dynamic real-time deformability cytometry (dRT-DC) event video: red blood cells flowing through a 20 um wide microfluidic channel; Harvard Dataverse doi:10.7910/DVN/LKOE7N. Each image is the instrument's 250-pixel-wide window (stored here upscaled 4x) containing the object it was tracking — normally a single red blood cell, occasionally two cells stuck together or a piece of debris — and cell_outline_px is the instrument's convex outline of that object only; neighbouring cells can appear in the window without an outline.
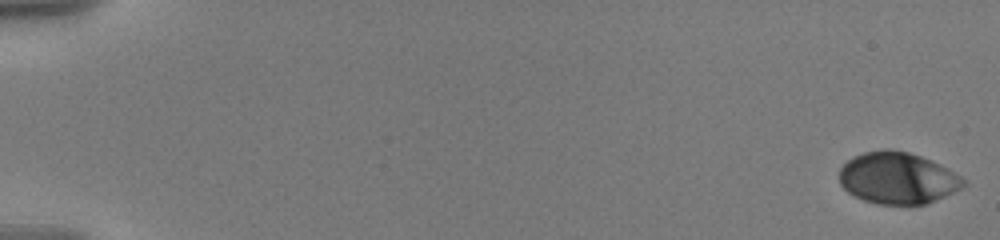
{"species": "human", "species_latin": "Homo sapiens", "temperature_condition": "warm", "stored_images_in_passage": 58, "camera_frame_rate_fps": 3000, "um_per_image_px": 0.085, "donor": {"sex": "male"}, "frame": {"image": 1, "passage_image": 1, "time_ms": 0.0, "image_size_px": [1000, 240], "cell_outline_px": [[968, 184], [936, 200], [924, 204], [876, 204], [852, 196], [840, 184], [840, 168], [852, 156], [864, 152], [884, 148], [888, 148], [908, 152], [920, 156], [968, 180]], "centroid_in_image_um": [76.25, 15.14], "position_along_channel_um": 8.7, "area_um2": 37.17}}
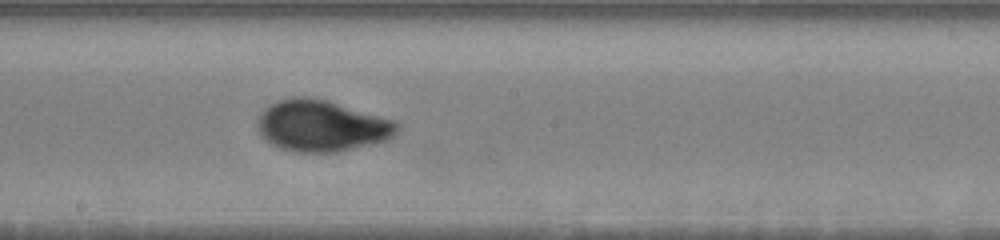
{"frame": {"image": 2, "passage_image": 34, "time_ms": 11.0, "image_size_px": [1000, 240], "cell_outline_px": [[400, 128], [388, 140], [340, 152], [296, 152], [280, 148], [264, 140], [260, 136], [256, 128], [256, 120], [260, 112], [264, 108], [276, 100], [292, 96], [304, 96], [328, 100], [396, 120], [400, 124]], "centroid_in_image_um": [27.31, 10.68], "position_along_channel_um": 220.9, "area_um2": 42.6}}
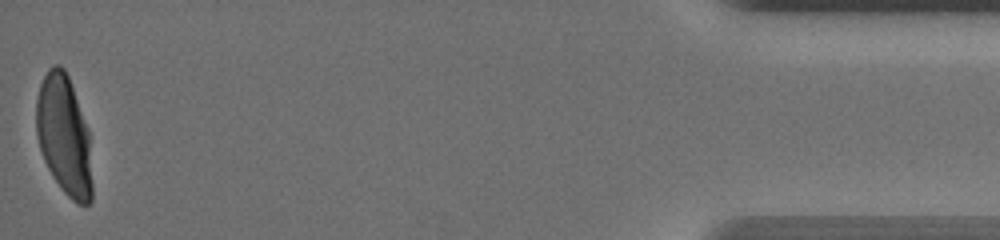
{"frame": {"image": 3, "passage_image": 58, "time_ms": 19.0, "image_size_px": [1000, 240], "cell_outline_px": [[92, 200], [88, 204], [76, 204], [64, 192], [52, 176], [44, 160], [36, 136], [36, 100], [40, 84], [48, 68], [52, 64], [60, 64], [64, 68], [68, 76], [88, 128], [92, 184]], "centroid_in_image_um": [5.43, 11.5], "position_along_channel_um": 429.8, "area_um2": 39.02}, "authors_computed_cell_mechanics": {"area_um2": 38.8994, "velocity_mm_per_s": 3.5696, "shape_relaxation_time_tau1_ms": 5.5888, "shape_relaxation_time_tau2_ms": null, "deformation_change_tau1": 0.1715, "deformation_change_tau2": null}}